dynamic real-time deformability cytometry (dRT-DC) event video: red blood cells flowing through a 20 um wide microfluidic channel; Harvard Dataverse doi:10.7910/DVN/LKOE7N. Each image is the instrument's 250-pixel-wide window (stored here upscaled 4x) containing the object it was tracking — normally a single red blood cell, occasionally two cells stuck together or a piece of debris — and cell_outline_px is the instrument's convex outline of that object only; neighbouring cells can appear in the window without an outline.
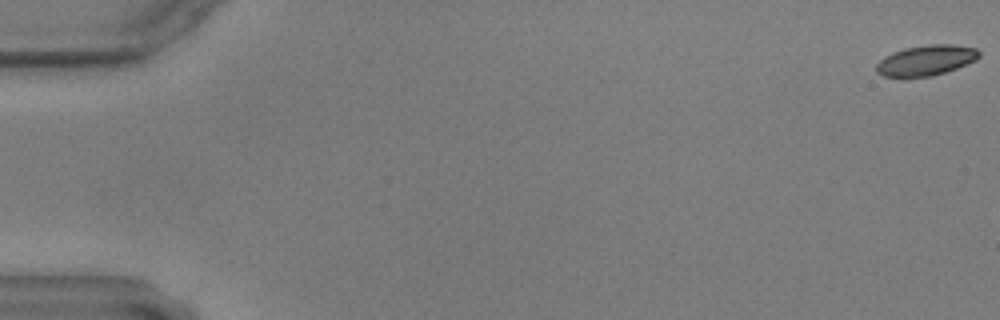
{"species": "common noctule bat (a hibernating species)", "species_latin": "Nyctalus noctula", "temperature_condition": "warm", "stored_images_in_passage": 8, "camera_frame_rate_fps": 3000, "um_per_image_px": 0.085, "animal": {"sex": "male", "body_mass_g": 17.9, "forearm_length_mm": 54.2}, "frame": {"image": 1, "passage_image": 1, "time_ms": 0.0, "image_size_px": [1000, 320], "cell_outline_px": [[980, 56], [976, 60], [956, 68], [932, 76], [908, 80], [884, 76], [876, 72], [876, 64], [884, 56], [892, 52], [904, 48], [932, 44], [952, 44], [976, 48], [980, 52]], "centroid_in_image_um": [78.66, 5.16], "position_along_channel_um": 6.3, "area_um2": 18.73}}